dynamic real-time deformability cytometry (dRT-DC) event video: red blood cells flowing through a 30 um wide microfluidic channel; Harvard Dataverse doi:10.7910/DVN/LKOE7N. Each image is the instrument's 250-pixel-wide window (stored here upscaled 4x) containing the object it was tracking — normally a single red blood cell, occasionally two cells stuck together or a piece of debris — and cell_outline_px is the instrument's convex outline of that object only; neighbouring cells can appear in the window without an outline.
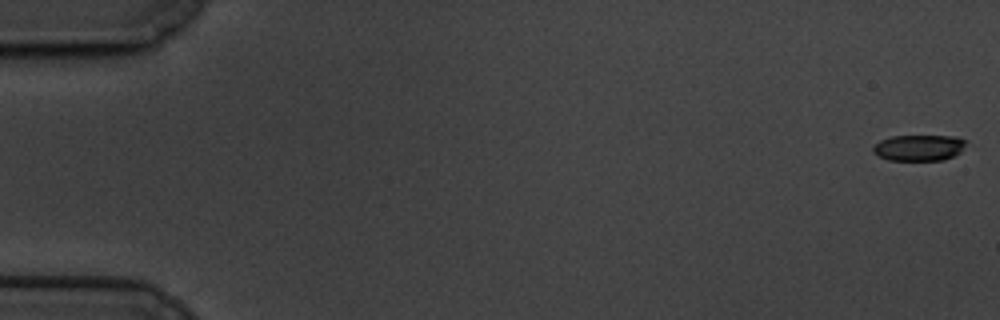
{"species": "common noctule bat (a hibernating species)", "species_latin": "Nyctalus noctula", "temperature_condition": "cold", "stored_images_in_passage": 9, "camera_frame_rate_fps": 3000, "um_per_image_px": 0.085, "animal": {"sex": "male", "body_mass_g": 19.5, "forearm_length_mm": 54.6}, "frame": {"image": 1, "passage_image": 1, "time_ms": 0.0, "image_size_px": [1000, 320], "cell_outline_px": [[968, 140], [960, 152], [944, 160], [888, 160], [872, 152], [872, 148], [880, 140], [892, 136], [956, 136]], "centroid_in_image_um": [78.12, 12.55], "position_along_channel_um": 6.9, "area_um2": 14.1}}